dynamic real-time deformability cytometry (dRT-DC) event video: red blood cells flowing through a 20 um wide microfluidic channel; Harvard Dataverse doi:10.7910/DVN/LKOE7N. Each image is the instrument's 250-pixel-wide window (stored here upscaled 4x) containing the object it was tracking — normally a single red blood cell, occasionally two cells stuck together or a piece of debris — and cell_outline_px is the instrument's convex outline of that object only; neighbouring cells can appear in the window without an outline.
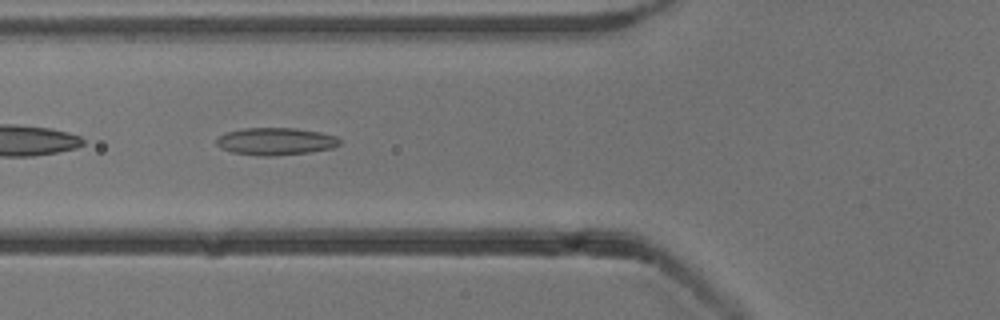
{"species": "common noctule bat (a hibernating species)", "species_latin": "Nyctalus noctula", "temperature_condition": "cold", "stored_images_in_passage": 6, "camera_frame_rate_fps": 3000, "um_per_image_px": 0.085, "animal": {"sex": "male", "body_mass_g": 13.3}, "frame": {"image": 1, "passage_image": 4, "time_ms": 3.333, "image_size_px": [1000, 320], "cell_outline_px": [[340, 144], [332, 148], [308, 152], [272, 156], [260, 156], [232, 152], [220, 148], [216, 144], [216, 140], [224, 132], [244, 128], [296, 128], [320, 132], [336, 136], [340, 140]], "centroid_in_image_um": [23.4, 12.01], "position_along_channel_um": 102.4, "area_um2": 19.65}}
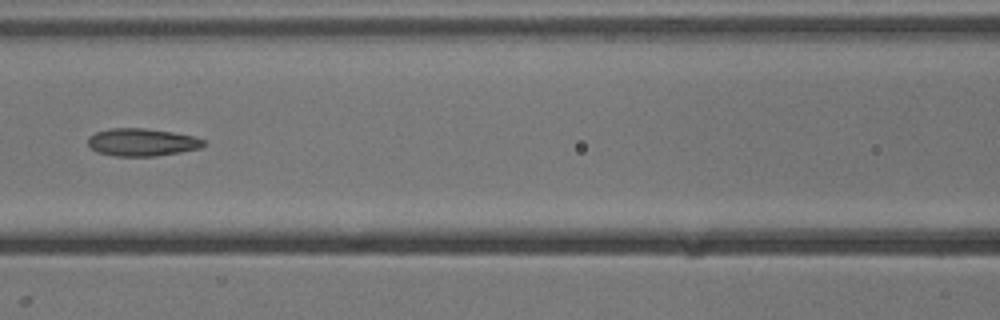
{"frame": {"image": 2, "passage_image": 5, "time_ms": 4.667, "image_size_px": [1000, 320], "cell_outline_px": [[204, 144], [200, 148], [180, 152], [156, 156], [112, 156], [96, 152], [88, 144], [88, 136], [96, 132], [108, 128], [144, 128], [172, 132], [192, 136], [204, 140]], "centroid_in_image_um": [12.02, 12.09], "position_along_channel_um": 154.6, "area_um2": 18.61}}
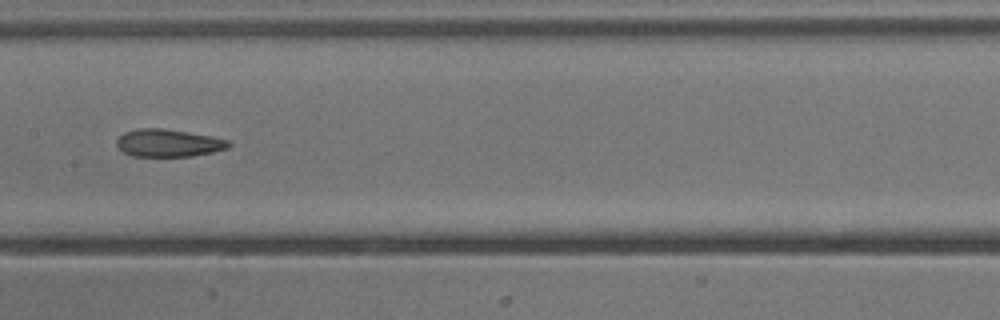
{"frame": {"image": 3, "passage_image": 6, "time_ms": 5.667, "image_size_px": [1000, 320], "cell_outline_px": [[232, 144], [228, 148], [212, 152], [192, 156], [132, 156], [124, 152], [116, 144], [116, 140], [124, 132], [140, 128], [164, 128], [212, 136], [228, 140]], "centroid_in_image_um": [14.32, 12.15], "position_along_channel_um": 193.1, "area_um2": 17.98}}